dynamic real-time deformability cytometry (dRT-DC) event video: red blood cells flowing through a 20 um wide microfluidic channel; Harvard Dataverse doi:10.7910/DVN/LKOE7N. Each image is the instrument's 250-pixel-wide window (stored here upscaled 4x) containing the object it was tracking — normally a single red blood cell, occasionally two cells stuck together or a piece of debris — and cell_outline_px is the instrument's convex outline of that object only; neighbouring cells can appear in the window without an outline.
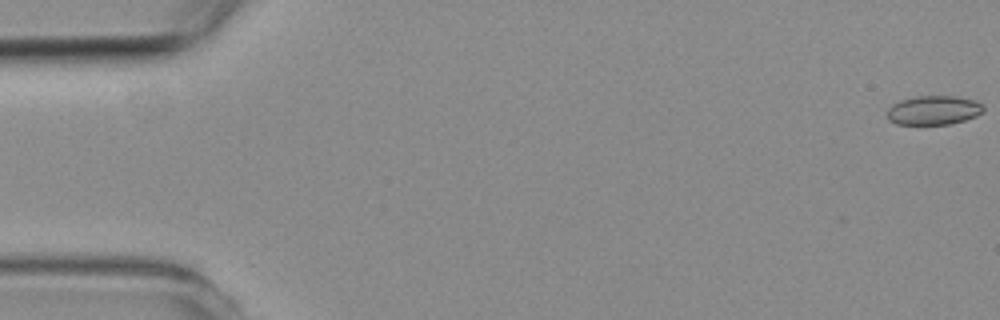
{"species": "common noctule bat (a hibernating species)", "species_latin": "Nyctalus noctula", "temperature_condition": "room temperature", "stored_images_in_passage": 4, "camera_frame_rate_fps": 3000, "um_per_image_px": 0.085, "animal": {"sex": "female", "body_mass_g": 19.3, "forearm_length_mm": 54.1}, "frame": {"image": 1, "passage_image": 1, "time_ms": 0.0, "image_size_px": [1000, 320], "cell_outline_px": [[984, 108], [976, 116], [964, 120], [948, 124], [896, 124], [888, 120], [888, 108], [892, 104], [900, 100], [916, 96], [952, 96], [976, 100], [984, 104]], "centroid_in_image_um": [79.35, 9.36], "position_along_channel_um": 5.7, "area_um2": 16.3}}